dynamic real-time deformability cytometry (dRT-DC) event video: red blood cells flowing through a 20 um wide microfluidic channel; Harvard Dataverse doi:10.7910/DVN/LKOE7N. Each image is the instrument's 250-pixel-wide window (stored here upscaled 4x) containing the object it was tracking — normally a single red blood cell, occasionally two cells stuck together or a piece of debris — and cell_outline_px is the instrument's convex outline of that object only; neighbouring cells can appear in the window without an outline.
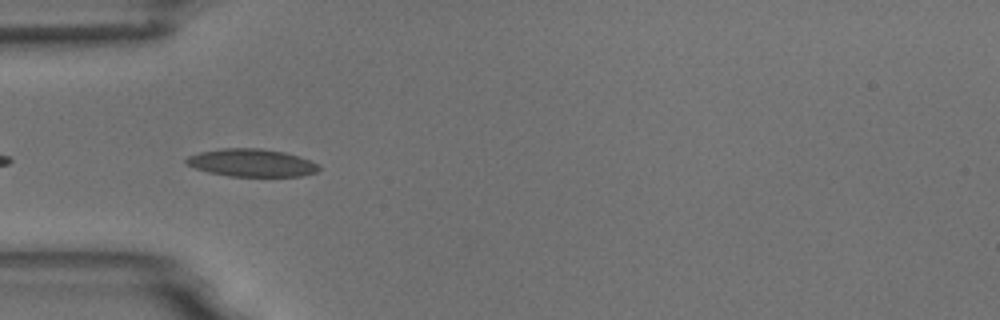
{"species": "common noctule bat (a hibernating species)", "species_latin": "Nyctalus noctula", "temperature_condition": "room temperature", "stored_images_in_passage": 5, "camera_frame_rate_fps": 3000, "um_per_image_px": 0.085, "animal": {"sex": "male", "body_mass_g": 18.8}, "frame": {"image": 1, "passage_image": 4, "time_ms": 3.667, "image_size_px": [1000, 320], "cell_outline_px": [[320, 168], [316, 172], [300, 176], [228, 176], [208, 172], [184, 164], [184, 160], [188, 156], [200, 152], [224, 148], [260, 148], [284, 152], [320, 164]], "centroid_in_image_um": [21.35, 13.84], "position_along_channel_um": 63.6, "area_um2": 21.33}}